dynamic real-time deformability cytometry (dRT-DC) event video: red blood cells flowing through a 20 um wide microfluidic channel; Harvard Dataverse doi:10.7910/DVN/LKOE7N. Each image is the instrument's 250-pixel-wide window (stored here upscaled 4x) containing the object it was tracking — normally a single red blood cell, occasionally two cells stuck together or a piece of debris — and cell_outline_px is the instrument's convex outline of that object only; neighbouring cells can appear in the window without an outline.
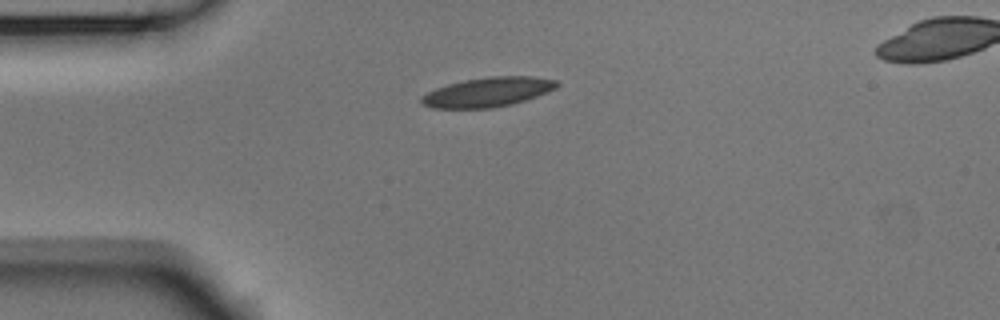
{"species": "Egyptian fruit bat (a non-hibernating species)", "species_latin": "Rousettus aegyptiacus", "temperature_condition": "room temperature", "stored_images_in_passage": 42, "camera_frame_rate_fps": 3000, "um_per_image_px": 0.085, "animal": {"sex": "male"}, "frame": {"image": 1, "passage_image": 1, "time_ms": 0.0, "image_size_px": [1000, 320], "cell_outline_px": [[560, 84], [556, 88], [536, 96], [512, 104], [492, 108], [432, 108], [424, 104], [420, 100], [420, 96], [436, 88], [448, 84], [464, 80], [488, 76], [532, 76], [556, 80]], "centroid_in_image_um": [41.45, 7.82], "position_along_channel_um": 43.5, "area_um2": 23.18}}
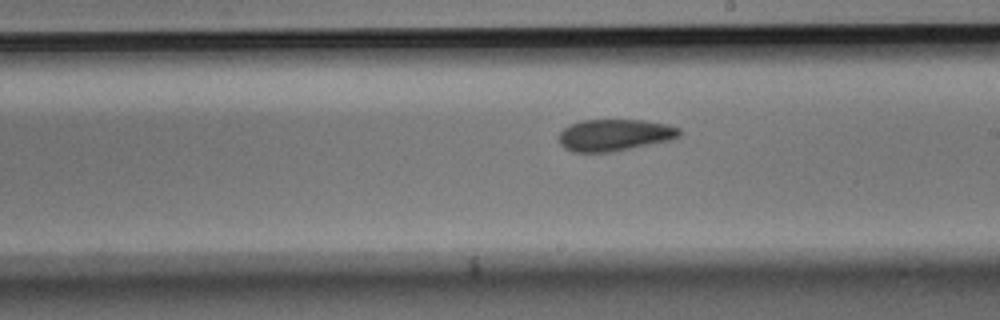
{"frame": {"image": 2, "passage_image": 18, "time_ms": 5.667, "image_size_px": [1000, 320], "cell_outline_px": [[684, 132], [680, 136], [672, 140], [612, 152], [572, 152], [564, 148], [560, 144], [560, 132], [564, 128], [580, 120], [644, 120], [668, 124], [680, 128]], "centroid_in_image_um": [52.29, 11.48], "position_along_channel_um": 236.7, "area_um2": 22.54}}
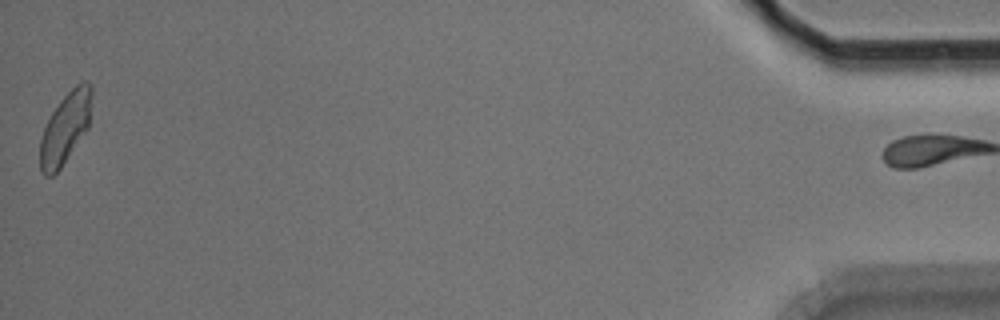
{"frame": {"image": 3, "passage_image": 41, "time_ms": 13.333, "image_size_px": [1000, 320], "cell_outline_px": [[92, 96], [88, 128], [60, 168], [52, 176], [44, 176], [40, 172], [40, 140], [44, 128], [52, 112], [60, 100], [76, 84], [84, 80], [88, 80], [92, 84]], "centroid_in_image_um": [5.56, 10.85], "position_along_channel_um": 429.6, "area_um2": 21.33}}